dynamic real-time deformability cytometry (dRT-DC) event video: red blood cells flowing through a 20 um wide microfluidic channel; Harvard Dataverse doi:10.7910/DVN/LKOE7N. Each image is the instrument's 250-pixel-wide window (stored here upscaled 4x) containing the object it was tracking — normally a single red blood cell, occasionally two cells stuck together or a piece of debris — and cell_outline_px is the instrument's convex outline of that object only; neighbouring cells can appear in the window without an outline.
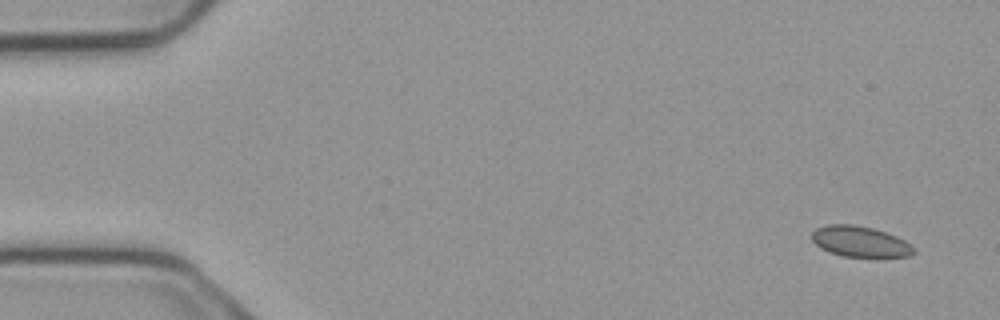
{"species": "common noctule bat (a hibernating species)", "species_latin": "Nyctalus noctula", "temperature_condition": "cold", "stored_images_in_passage": 6, "camera_frame_rate_fps": 3000, "um_per_image_px": 0.085, "animal": {"sex": "male", "body_mass_g": 23.1, "forearm_length_mm": 52.7}, "frame": {"image": 1, "passage_image": 1, "time_ms": 0.0, "image_size_px": [1000, 320], "cell_outline_px": [[916, 252], [908, 256], [844, 256], [828, 252], [820, 248], [812, 240], [812, 232], [816, 228], [828, 224], [852, 224], [872, 228], [896, 236], [912, 244], [916, 248]], "centroid_in_image_um": [73.1, 20.52], "position_along_channel_um": 11.9, "area_um2": 18.15}}
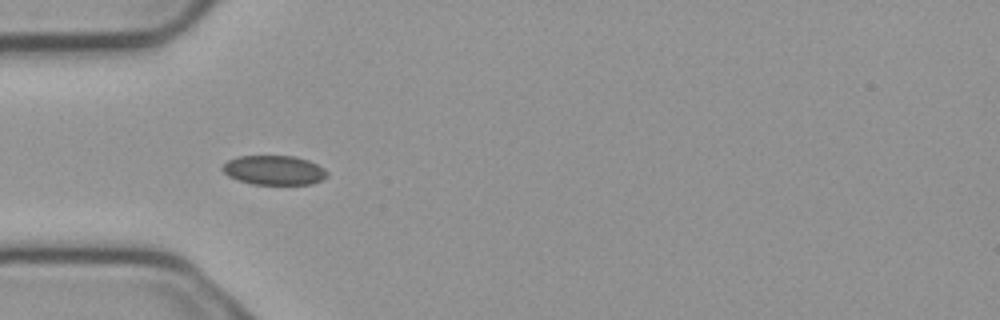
{"frame": {"image": 2, "passage_image": 5, "time_ms": 1.333, "image_size_px": [1000, 320], "cell_outline_px": [[328, 176], [312, 184], [252, 184], [228, 176], [220, 168], [228, 160], [236, 156], [296, 156], [308, 160], [324, 168], [328, 172]], "centroid_in_image_um": [23.29, 14.46], "position_along_channel_um": 61.7, "area_um2": 17.92}}
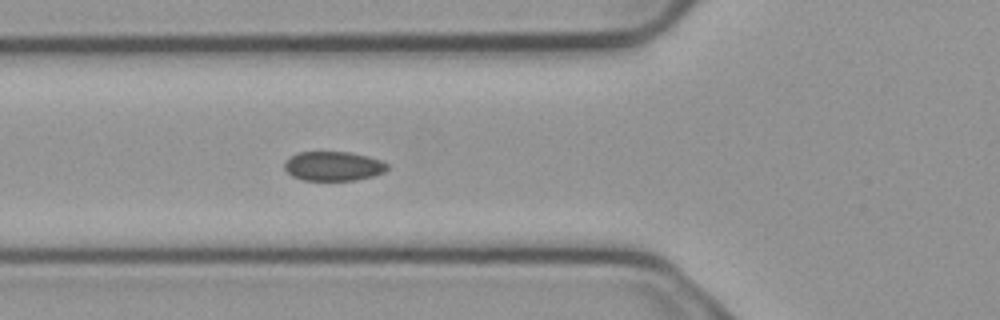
{"frame": {"image": 3, "passage_image": 6, "time_ms": 1.667, "image_size_px": [1000, 320], "cell_outline_px": [[388, 168], [384, 172], [372, 176], [356, 180], [304, 180], [292, 176], [284, 168], [284, 160], [300, 152], [348, 152], [368, 156], [380, 160], [388, 164]], "centroid_in_image_um": [28.33, 14.12], "position_along_channel_um": 97.5, "area_um2": 17.51}}